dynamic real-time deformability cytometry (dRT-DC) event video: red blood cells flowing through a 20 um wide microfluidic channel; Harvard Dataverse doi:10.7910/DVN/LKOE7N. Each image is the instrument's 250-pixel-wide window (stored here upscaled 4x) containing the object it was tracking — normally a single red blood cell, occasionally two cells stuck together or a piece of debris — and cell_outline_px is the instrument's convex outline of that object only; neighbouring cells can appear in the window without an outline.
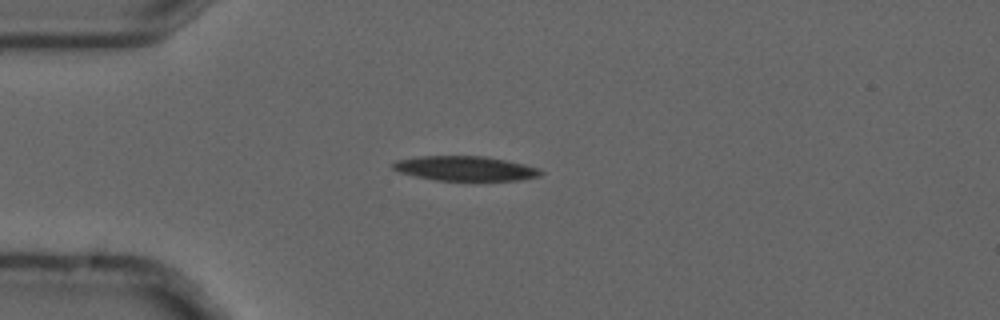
{"species": "common noctule bat (a hibernating species)", "species_latin": "Nyctalus noctula", "temperature_condition": "cold", "stored_images_in_passage": 5, "camera_frame_rate_fps": 3000, "um_per_image_px": 0.085, "animal": {"sex": "male", "forearm_length_mm": 52.5}, "frame": {"image": 1, "passage_image": 4, "time_ms": 1.0, "image_size_px": [1000, 320], "cell_outline_px": [[544, 172], [540, 176], [520, 180], [436, 180], [416, 176], [400, 172], [392, 168], [392, 164], [396, 160], [420, 156], [484, 156], [524, 164], [540, 168]], "centroid_in_image_um": [39.56, 14.31], "position_along_channel_um": 45.4, "area_um2": 21.1}}